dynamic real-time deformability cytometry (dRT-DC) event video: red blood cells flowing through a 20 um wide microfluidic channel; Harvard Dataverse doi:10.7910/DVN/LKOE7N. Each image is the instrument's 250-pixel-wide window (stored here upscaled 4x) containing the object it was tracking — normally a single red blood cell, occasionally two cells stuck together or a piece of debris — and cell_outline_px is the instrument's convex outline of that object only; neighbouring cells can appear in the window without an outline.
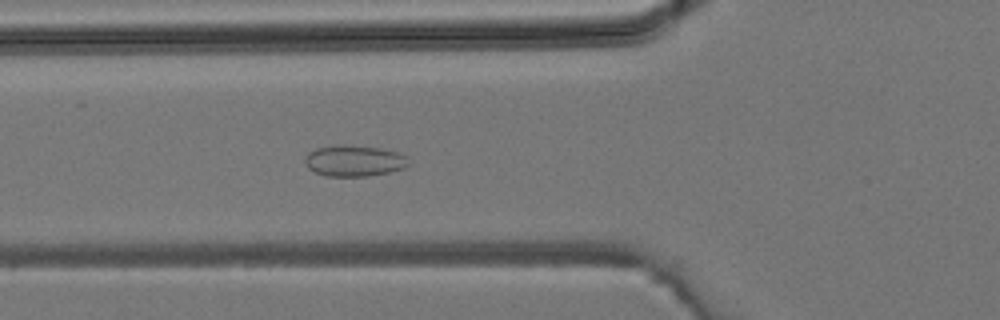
{"species": "common noctule bat (a hibernating species)", "species_latin": "Nyctalus noctula", "temperature_condition": "room temperature", "stored_images_in_passage": 41, "camera_frame_rate_fps": 3000, "um_per_image_px": 0.085, "animal": {"sex": "male", "body_mass_g": 19.2, "forearm_length_mm": 51.8}, "frame": {"image": 1, "passage_image": 15, "time_ms": 4.667, "image_size_px": [1000, 320], "cell_outline_px": [[408, 164], [404, 168], [388, 172], [368, 176], [324, 176], [308, 168], [304, 164], [304, 160], [308, 152], [316, 148], [340, 144], [344, 144], [380, 148], [396, 152], [408, 156]], "centroid_in_image_um": [30.07, 13.66], "position_along_channel_um": 95.7, "area_um2": 18.9}}
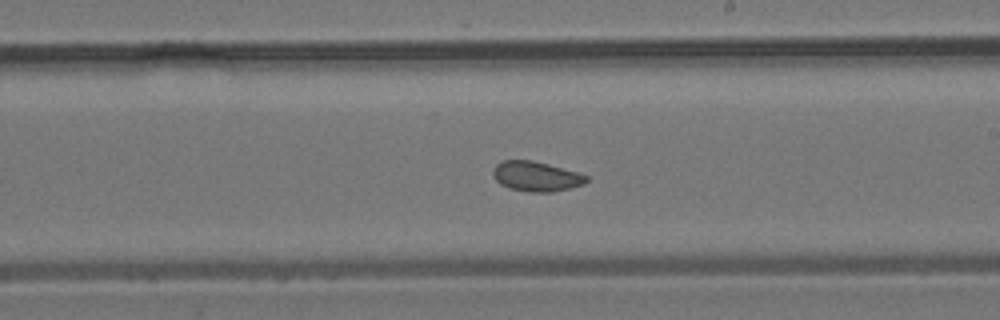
{"frame": {"image": 2, "passage_image": 24, "time_ms": 7.667, "image_size_px": [1000, 320], "cell_outline_px": [[588, 180], [584, 184], [552, 192], [532, 192], [508, 188], [500, 184], [492, 176], [492, 168], [500, 160], [532, 160], [548, 164], [576, 172], [588, 176]], "centroid_in_image_um": [45.52, 14.98], "position_along_channel_um": 243.5, "area_um2": 16.3}}
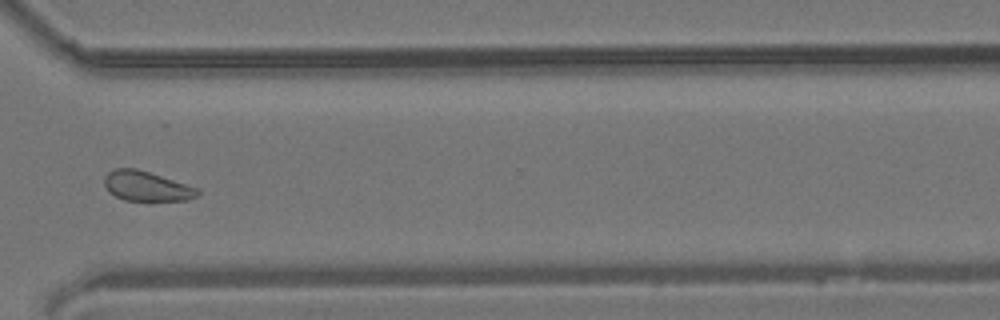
{"frame": {"image": 3, "passage_image": 31, "time_ms": 10.0, "image_size_px": [1000, 320], "cell_outline_px": [[200, 192], [196, 196], [188, 200], [124, 200], [108, 192], [104, 184], [104, 176], [108, 172], [116, 168], [136, 168], [200, 188]], "centroid_in_image_um": [12.45, 15.82], "position_along_channel_um": 358.1, "area_um2": 16.18}}